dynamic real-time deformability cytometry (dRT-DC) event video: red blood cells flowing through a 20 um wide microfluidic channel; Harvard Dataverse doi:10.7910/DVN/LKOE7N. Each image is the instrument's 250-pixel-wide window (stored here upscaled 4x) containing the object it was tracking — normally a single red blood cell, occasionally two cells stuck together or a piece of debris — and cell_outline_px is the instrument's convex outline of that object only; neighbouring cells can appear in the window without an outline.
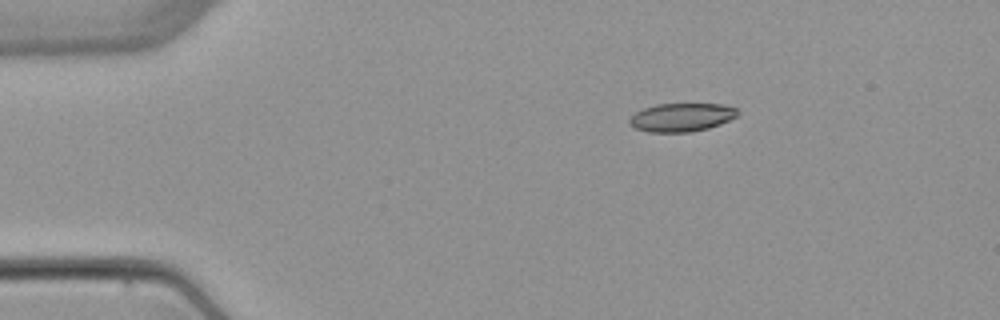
{"species": "common noctule bat (a hibernating species)", "species_latin": "Nyctalus noctula", "temperature_condition": "warm", "stored_images_in_passage": 5, "camera_frame_rate_fps": 3000, "um_per_image_px": 0.085, "animal": {"sex": "female", "body_mass_g": 22.7, "forearm_length_mm": 54.2}, "frame": {"image": 1, "passage_image": 1, "time_ms": 0.0, "image_size_px": [1000, 320], "cell_outline_px": [[740, 112], [736, 116], [720, 124], [708, 128], [692, 132], [648, 132], [636, 128], [628, 124], [628, 120], [636, 112], [644, 108], [656, 104], [724, 104], [736, 108]], "centroid_in_image_um": [57.93, 9.97], "position_along_channel_um": 27.1, "area_um2": 17.92}}
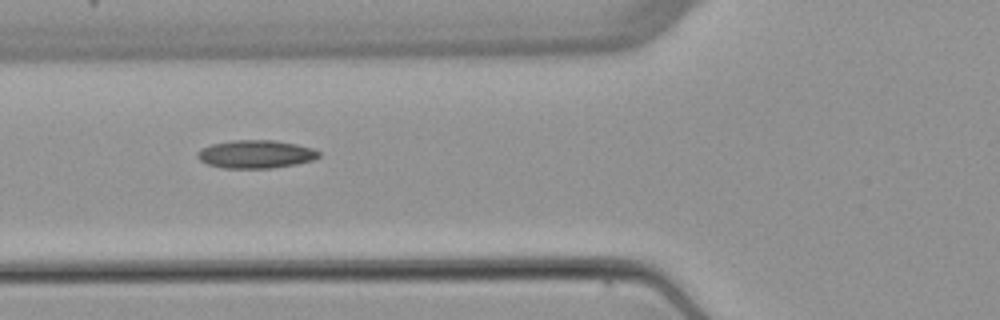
{"frame": {"image": 2, "passage_image": 4, "time_ms": 3.667, "image_size_px": [1000, 320], "cell_outline_px": [[320, 156], [312, 160], [296, 164], [272, 168], [224, 168], [208, 164], [200, 160], [196, 156], [196, 152], [212, 144], [232, 140], [276, 140], [296, 144], [312, 148], [320, 152]], "centroid_in_image_um": [21.75, 13.1], "position_along_channel_um": 104.1, "area_um2": 19.83}}
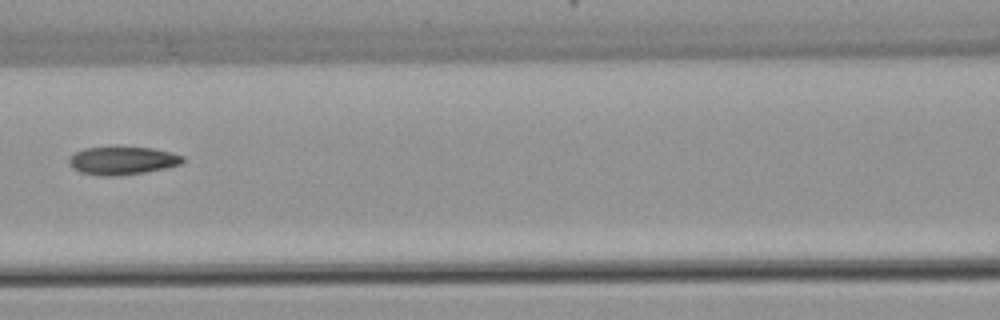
{"frame": {"image": 3, "passage_image": 5, "time_ms": 5.0, "image_size_px": [1000, 320], "cell_outline_px": [[184, 164], [144, 172], [112, 176], [100, 176], [80, 172], [72, 168], [68, 164], [68, 160], [76, 152], [84, 148], [152, 148], [172, 152], [184, 156]], "centroid_in_image_um": [10.42, 13.66], "position_along_channel_um": 156.2, "area_um2": 18.38}}